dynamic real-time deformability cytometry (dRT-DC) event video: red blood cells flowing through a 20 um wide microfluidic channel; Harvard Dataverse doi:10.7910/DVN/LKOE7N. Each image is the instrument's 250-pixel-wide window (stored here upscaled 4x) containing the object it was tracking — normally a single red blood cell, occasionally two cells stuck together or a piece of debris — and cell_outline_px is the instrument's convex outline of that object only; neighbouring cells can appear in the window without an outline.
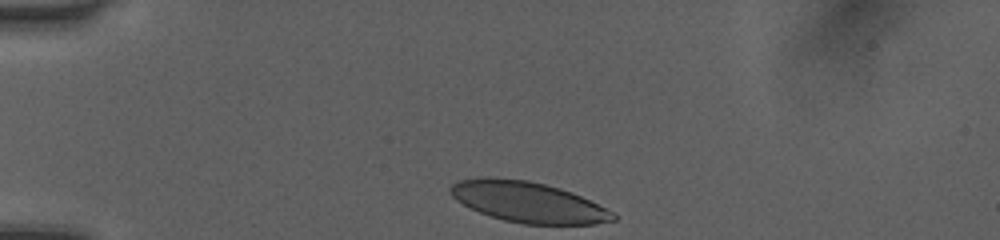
{"species": "human", "species_latin": "Homo sapiens", "temperature_condition": "room temperature", "stored_images_in_passage": 8, "camera_frame_rate_fps": 3000, "um_per_image_px": 0.085, "donor": {"sex": "female"}, "frame": {"image": 1, "passage_image": 1, "time_ms": 0.0, "image_size_px": [1000, 240], "cell_outline_px": [[616, 220], [596, 224], [524, 224], [504, 220], [480, 212], [456, 200], [452, 196], [448, 188], [456, 180], [480, 176], [484, 176], [528, 180], [560, 188], [572, 192], [612, 212], [616, 216]], "centroid_in_image_um": [44.83, 17.15], "position_along_channel_um": 40.2, "area_um2": 38.38}}
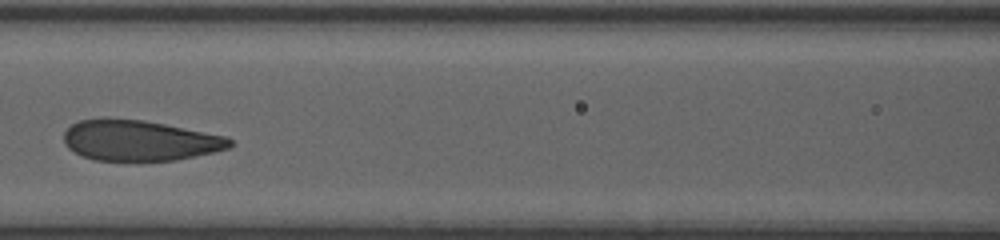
{"frame": {"image": 2, "passage_image": 6, "time_ms": 1.667, "image_size_px": [1000, 240], "cell_outline_px": [[236, 144], [228, 148], [212, 152], [176, 160], [96, 160], [84, 156], [68, 148], [64, 144], [64, 132], [72, 124], [80, 120], [104, 116], [144, 120], [228, 136]], "centroid_in_image_um": [11.86, 11.91], "position_along_channel_um": 154.7, "area_um2": 39.54}}
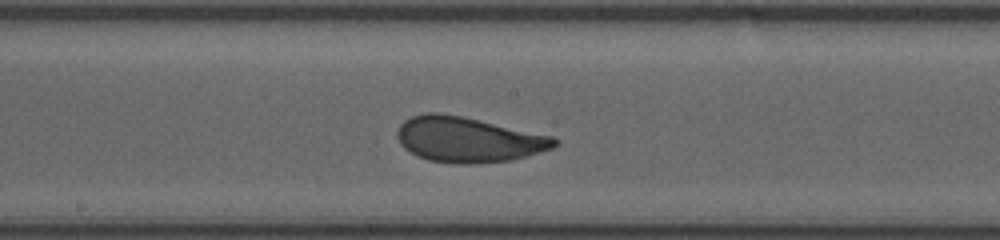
{"frame": {"image": 3, "passage_image": 8, "time_ms": 2.333, "image_size_px": [1000, 240], "cell_outline_px": [[560, 140], [552, 148], [512, 160], [472, 164], [456, 164], [428, 160], [416, 156], [404, 148], [400, 144], [396, 136], [396, 132], [400, 124], [404, 120], [412, 116], [428, 112], [440, 112], [464, 116], [552, 136]], "centroid_in_image_um": [39.75, 11.86], "position_along_channel_um": 208.4, "area_um2": 41.73}}